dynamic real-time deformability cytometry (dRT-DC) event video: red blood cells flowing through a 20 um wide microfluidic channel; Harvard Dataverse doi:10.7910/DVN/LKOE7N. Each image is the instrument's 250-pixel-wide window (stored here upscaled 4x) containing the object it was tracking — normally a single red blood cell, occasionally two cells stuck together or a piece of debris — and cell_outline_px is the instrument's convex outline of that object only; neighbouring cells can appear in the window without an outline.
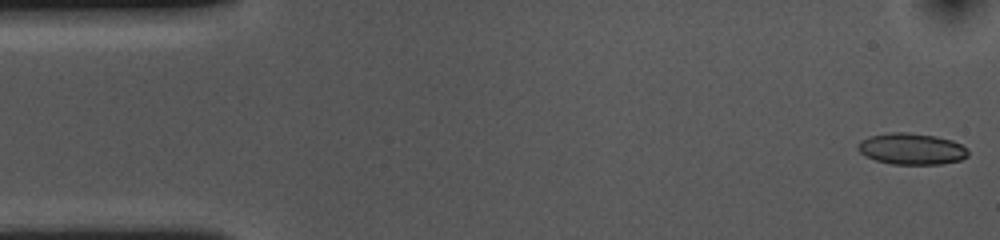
{"species": "common noctule bat (a hibernating species)", "species_latin": "Nyctalus noctula", "temperature_condition": "cold", "stored_images_in_passage": 14, "camera_frame_rate_fps": 3000, "um_per_image_px": 0.085, "animal": {"sex": "female", "body_mass_g": 10.0, "forearm_length_mm": 53.1}, "frame": {"image": 1, "passage_image": 1, "time_ms": 0.0, "image_size_px": [1000, 240], "cell_outline_px": [[968, 156], [960, 160], [940, 164], [892, 164], [876, 160], [864, 156], [856, 148], [856, 144], [860, 140], [872, 136], [892, 132], [908, 132], [936, 136], [952, 140], [968, 148]], "centroid_in_image_um": [77.47, 12.65], "position_along_channel_um": 7.5, "area_um2": 20.23}}
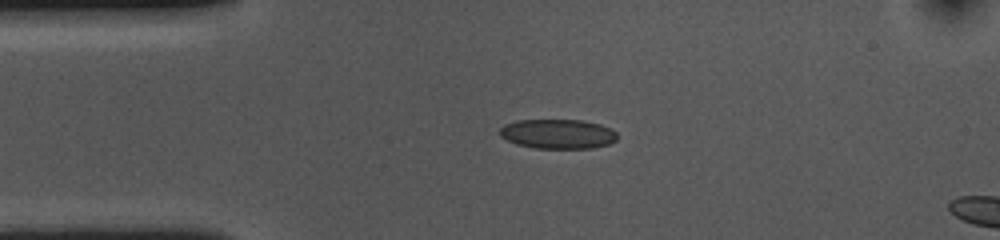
{"frame": {"image": 2, "passage_image": 11, "time_ms": 3.333, "image_size_px": [1000, 240], "cell_outline_px": [[616, 140], [608, 144], [592, 148], [536, 148], [516, 144], [500, 136], [500, 128], [504, 124], [516, 120], [580, 120], [600, 124], [612, 128], [616, 132]], "centroid_in_image_um": [47.41, 11.38], "position_along_channel_um": 37.6, "area_um2": 20.23}}